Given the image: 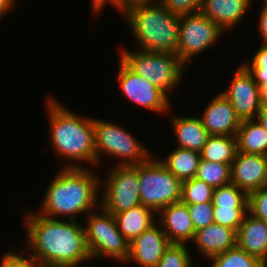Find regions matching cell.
Wrapping results in <instances>:
<instances>
[{
	"label": "cell",
	"mask_w": 267,
	"mask_h": 267,
	"mask_svg": "<svg viewBox=\"0 0 267 267\" xmlns=\"http://www.w3.org/2000/svg\"><path fill=\"white\" fill-rule=\"evenodd\" d=\"M46 111L50 125V142L59 157L76 163H68L64 167H82L87 162L90 167L96 165L94 145V118L78 116L54 97L47 98ZM76 160V161H75ZM80 165H79V164Z\"/></svg>",
	"instance_id": "obj_3"
},
{
	"label": "cell",
	"mask_w": 267,
	"mask_h": 267,
	"mask_svg": "<svg viewBox=\"0 0 267 267\" xmlns=\"http://www.w3.org/2000/svg\"><path fill=\"white\" fill-rule=\"evenodd\" d=\"M195 178L217 188L231 182V164L200 160Z\"/></svg>",
	"instance_id": "obj_25"
},
{
	"label": "cell",
	"mask_w": 267,
	"mask_h": 267,
	"mask_svg": "<svg viewBox=\"0 0 267 267\" xmlns=\"http://www.w3.org/2000/svg\"><path fill=\"white\" fill-rule=\"evenodd\" d=\"M153 209L142 204L132 207L127 211L114 215L119 231L128 242H132L146 229L152 226L155 221Z\"/></svg>",
	"instance_id": "obj_21"
},
{
	"label": "cell",
	"mask_w": 267,
	"mask_h": 267,
	"mask_svg": "<svg viewBox=\"0 0 267 267\" xmlns=\"http://www.w3.org/2000/svg\"><path fill=\"white\" fill-rule=\"evenodd\" d=\"M177 138V148L201 152L210 134L203 126L200 117L176 116L171 120Z\"/></svg>",
	"instance_id": "obj_20"
},
{
	"label": "cell",
	"mask_w": 267,
	"mask_h": 267,
	"mask_svg": "<svg viewBox=\"0 0 267 267\" xmlns=\"http://www.w3.org/2000/svg\"><path fill=\"white\" fill-rule=\"evenodd\" d=\"M248 212V208L214 207V223L237 232Z\"/></svg>",
	"instance_id": "obj_30"
},
{
	"label": "cell",
	"mask_w": 267,
	"mask_h": 267,
	"mask_svg": "<svg viewBox=\"0 0 267 267\" xmlns=\"http://www.w3.org/2000/svg\"><path fill=\"white\" fill-rule=\"evenodd\" d=\"M212 202L213 207L248 208V195L230 182L214 188Z\"/></svg>",
	"instance_id": "obj_27"
},
{
	"label": "cell",
	"mask_w": 267,
	"mask_h": 267,
	"mask_svg": "<svg viewBox=\"0 0 267 267\" xmlns=\"http://www.w3.org/2000/svg\"><path fill=\"white\" fill-rule=\"evenodd\" d=\"M237 152L236 136L210 135L200 155L205 161L231 164Z\"/></svg>",
	"instance_id": "obj_24"
},
{
	"label": "cell",
	"mask_w": 267,
	"mask_h": 267,
	"mask_svg": "<svg viewBox=\"0 0 267 267\" xmlns=\"http://www.w3.org/2000/svg\"><path fill=\"white\" fill-rule=\"evenodd\" d=\"M98 214L91 211L83 224L91 259L110 257L126 264L130 242L119 231L113 214L98 207Z\"/></svg>",
	"instance_id": "obj_7"
},
{
	"label": "cell",
	"mask_w": 267,
	"mask_h": 267,
	"mask_svg": "<svg viewBox=\"0 0 267 267\" xmlns=\"http://www.w3.org/2000/svg\"><path fill=\"white\" fill-rule=\"evenodd\" d=\"M106 174L100 207L115 215L141 204L137 165L111 167Z\"/></svg>",
	"instance_id": "obj_9"
},
{
	"label": "cell",
	"mask_w": 267,
	"mask_h": 267,
	"mask_svg": "<svg viewBox=\"0 0 267 267\" xmlns=\"http://www.w3.org/2000/svg\"><path fill=\"white\" fill-rule=\"evenodd\" d=\"M159 2V0H98L93 6L92 11L94 14L99 15L102 10H104L105 4L109 3L113 5L116 9H119V12L121 13L123 10H125L127 7L135 4L140 3H156Z\"/></svg>",
	"instance_id": "obj_34"
},
{
	"label": "cell",
	"mask_w": 267,
	"mask_h": 267,
	"mask_svg": "<svg viewBox=\"0 0 267 267\" xmlns=\"http://www.w3.org/2000/svg\"><path fill=\"white\" fill-rule=\"evenodd\" d=\"M24 215V246L31 251L29 258L36 267H79L91 260L83 223L51 219L30 210Z\"/></svg>",
	"instance_id": "obj_1"
},
{
	"label": "cell",
	"mask_w": 267,
	"mask_h": 267,
	"mask_svg": "<svg viewBox=\"0 0 267 267\" xmlns=\"http://www.w3.org/2000/svg\"><path fill=\"white\" fill-rule=\"evenodd\" d=\"M231 183L247 195L267 187V156L238 151L231 163Z\"/></svg>",
	"instance_id": "obj_13"
},
{
	"label": "cell",
	"mask_w": 267,
	"mask_h": 267,
	"mask_svg": "<svg viewBox=\"0 0 267 267\" xmlns=\"http://www.w3.org/2000/svg\"><path fill=\"white\" fill-rule=\"evenodd\" d=\"M119 61L120 66L116 79L126 99L147 110L158 112L157 114H165L170 111L169 95L145 77L135 74L120 59Z\"/></svg>",
	"instance_id": "obj_11"
},
{
	"label": "cell",
	"mask_w": 267,
	"mask_h": 267,
	"mask_svg": "<svg viewBox=\"0 0 267 267\" xmlns=\"http://www.w3.org/2000/svg\"><path fill=\"white\" fill-rule=\"evenodd\" d=\"M236 245L267 266V223L249 212L236 232Z\"/></svg>",
	"instance_id": "obj_17"
},
{
	"label": "cell",
	"mask_w": 267,
	"mask_h": 267,
	"mask_svg": "<svg viewBox=\"0 0 267 267\" xmlns=\"http://www.w3.org/2000/svg\"><path fill=\"white\" fill-rule=\"evenodd\" d=\"M260 87L261 104L263 109H267V79H254Z\"/></svg>",
	"instance_id": "obj_38"
},
{
	"label": "cell",
	"mask_w": 267,
	"mask_h": 267,
	"mask_svg": "<svg viewBox=\"0 0 267 267\" xmlns=\"http://www.w3.org/2000/svg\"><path fill=\"white\" fill-rule=\"evenodd\" d=\"M254 79H267V68H246Z\"/></svg>",
	"instance_id": "obj_40"
},
{
	"label": "cell",
	"mask_w": 267,
	"mask_h": 267,
	"mask_svg": "<svg viewBox=\"0 0 267 267\" xmlns=\"http://www.w3.org/2000/svg\"><path fill=\"white\" fill-rule=\"evenodd\" d=\"M267 132V109H261V111L254 118Z\"/></svg>",
	"instance_id": "obj_41"
},
{
	"label": "cell",
	"mask_w": 267,
	"mask_h": 267,
	"mask_svg": "<svg viewBox=\"0 0 267 267\" xmlns=\"http://www.w3.org/2000/svg\"><path fill=\"white\" fill-rule=\"evenodd\" d=\"M17 0H0V20L10 9L15 7Z\"/></svg>",
	"instance_id": "obj_39"
},
{
	"label": "cell",
	"mask_w": 267,
	"mask_h": 267,
	"mask_svg": "<svg viewBox=\"0 0 267 267\" xmlns=\"http://www.w3.org/2000/svg\"><path fill=\"white\" fill-rule=\"evenodd\" d=\"M138 178L141 204L156 213L172 203L181 201L182 182L157 156L138 164Z\"/></svg>",
	"instance_id": "obj_8"
},
{
	"label": "cell",
	"mask_w": 267,
	"mask_h": 267,
	"mask_svg": "<svg viewBox=\"0 0 267 267\" xmlns=\"http://www.w3.org/2000/svg\"><path fill=\"white\" fill-rule=\"evenodd\" d=\"M210 135L236 136L241 124L230 101L220 92L199 116Z\"/></svg>",
	"instance_id": "obj_15"
},
{
	"label": "cell",
	"mask_w": 267,
	"mask_h": 267,
	"mask_svg": "<svg viewBox=\"0 0 267 267\" xmlns=\"http://www.w3.org/2000/svg\"><path fill=\"white\" fill-rule=\"evenodd\" d=\"M166 158L159 161L181 182L196 176L201 155L200 152L186 148H174Z\"/></svg>",
	"instance_id": "obj_23"
},
{
	"label": "cell",
	"mask_w": 267,
	"mask_h": 267,
	"mask_svg": "<svg viewBox=\"0 0 267 267\" xmlns=\"http://www.w3.org/2000/svg\"><path fill=\"white\" fill-rule=\"evenodd\" d=\"M211 267H267L262 261L237 245L209 259Z\"/></svg>",
	"instance_id": "obj_26"
},
{
	"label": "cell",
	"mask_w": 267,
	"mask_h": 267,
	"mask_svg": "<svg viewBox=\"0 0 267 267\" xmlns=\"http://www.w3.org/2000/svg\"><path fill=\"white\" fill-rule=\"evenodd\" d=\"M224 32L201 12L181 15L176 54L186 65L198 53L211 48Z\"/></svg>",
	"instance_id": "obj_10"
},
{
	"label": "cell",
	"mask_w": 267,
	"mask_h": 267,
	"mask_svg": "<svg viewBox=\"0 0 267 267\" xmlns=\"http://www.w3.org/2000/svg\"><path fill=\"white\" fill-rule=\"evenodd\" d=\"M236 138L239 152L267 156V132L255 119L241 121Z\"/></svg>",
	"instance_id": "obj_22"
},
{
	"label": "cell",
	"mask_w": 267,
	"mask_h": 267,
	"mask_svg": "<svg viewBox=\"0 0 267 267\" xmlns=\"http://www.w3.org/2000/svg\"><path fill=\"white\" fill-rule=\"evenodd\" d=\"M213 191L212 186L194 177L182 182L181 201L186 205L212 202Z\"/></svg>",
	"instance_id": "obj_28"
},
{
	"label": "cell",
	"mask_w": 267,
	"mask_h": 267,
	"mask_svg": "<svg viewBox=\"0 0 267 267\" xmlns=\"http://www.w3.org/2000/svg\"><path fill=\"white\" fill-rule=\"evenodd\" d=\"M94 145L96 167L101 163L102 154L122 159L119 165H137L154 156L128 129L101 119H94Z\"/></svg>",
	"instance_id": "obj_6"
},
{
	"label": "cell",
	"mask_w": 267,
	"mask_h": 267,
	"mask_svg": "<svg viewBox=\"0 0 267 267\" xmlns=\"http://www.w3.org/2000/svg\"><path fill=\"white\" fill-rule=\"evenodd\" d=\"M248 211L267 223V187L257 189L248 195Z\"/></svg>",
	"instance_id": "obj_32"
},
{
	"label": "cell",
	"mask_w": 267,
	"mask_h": 267,
	"mask_svg": "<svg viewBox=\"0 0 267 267\" xmlns=\"http://www.w3.org/2000/svg\"><path fill=\"white\" fill-rule=\"evenodd\" d=\"M169 245L165 232L156 222L130 242L126 263L132 261L140 267H156Z\"/></svg>",
	"instance_id": "obj_14"
},
{
	"label": "cell",
	"mask_w": 267,
	"mask_h": 267,
	"mask_svg": "<svg viewBox=\"0 0 267 267\" xmlns=\"http://www.w3.org/2000/svg\"><path fill=\"white\" fill-rule=\"evenodd\" d=\"M159 2L179 16L200 12L202 6V0H159Z\"/></svg>",
	"instance_id": "obj_33"
},
{
	"label": "cell",
	"mask_w": 267,
	"mask_h": 267,
	"mask_svg": "<svg viewBox=\"0 0 267 267\" xmlns=\"http://www.w3.org/2000/svg\"><path fill=\"white\" fill-rule=\"evenodd\" d=\"M97 176L89 166L62 167L50 181L38 214L51 219L63 215L74 221L79 214L87 216L100 207L98 193L102 191L98 189L102 181Z\"/></svg>",
	"instance_id": "obj_2"
},
{
	"label": "cell",
	"mask_w": 267,
	"mask_h": 267,
	"mask_svg": "<svg viewBox=\"0 0 267 267\" xmlns=\"http://www.w3.org/2000/svg\"><path fill=\"white\" fill-rule=\"evenodd\" d=\"M252 2V0H202L200 12L227 32L240 23Z\"/></svg>",
	"instance_id": "obj_18"
},
{
	"label": "cell",
	"mask_w": 267,
	"mask_h": 267,
	"mask_svg": "<svg viewBox=\"0 0 267 267\" xmlns=\"http://www.w3.org/2000/svg\"><path fill=\"white\" fill-rule=\"evenodd\" d=\"M262 7L265 8V9H267V0H264Z\"/></svg>",
	"instance_id": "obj_42"
},
{
	"label": "cell",
	"mask_w": 267,
	"mask_h": 267,
	"mask_svg": "<svg viewBox=\"0 0 267 267\" xmlns=\"http://www.w3.org/2000/svg\"><path fill=\"white\" fill-rule=\"evenodd\" d=\"M187 244L170 243L156 267H192L193 259Z\"/></svg>",
	"instance_id": "obj_29"
},
{
	"label": "cell",
	"mask_w": 267,
	"mask_h": 267,
	"mask_svg": "<svg viewBox=\"0 0 267 267\" xmlns=\"http://www.w3.org/2000/svg\"><path fill=\"white\" fill-rule=\"evenodd\" d=\"M244 63L242 65L245 68H267V47L260 45L251 62Z\"/></svg>",
	"instance_id": "obj_36"
},
{
	"label": "cell",
	"mask_w": 267,
	"mask_h": 267,
	"mask_svg": "<svg viewBox=\"0 0 267 267\" xmlns=\"http://www.w3.org/2000/svg\"><path fill=\"white\" fill-rule=\"evenodd\" d=\"M91 1H92L91 4L93 6L98 0H91Z\"/></svg>",
	"instance_id": "obj_43"
},
{
	"label": "cell",
	"mask_w": 267,
	"mask_h": 267,
	"mask_svg": "<svg viewBox=\"0 0 267 267\" xmlns=\"http://www.w3.org/2000/svg\"><path fill=\"white\" fill-rule=\"evenodd\" d=\"M195 231L214 223L213 202L187 205Z\"/></svg>",
	"instance_id": "obj_31"
},
{
	"label": "cell",
	"mask_w": 267,
	"mask_h": 267,
	"mask_svg": "<svg viewBox=\"0 0 267 267\" xmlns=\"http://www.w3.org/2000/svg\"><path fill=\"white\" fill-rule=\"evenodd\" d=\"M236 231L220 224H210L195 231L192 242L205 258L226 252L236 246Z\"/></svg>",
	"instance_id": "obj_19"
},
{
	"label": "cell",
	"mask_w": 267,
	"mask_h": 267,
	"mask_svg": "<svg viewBox=\"0 0 267 267\" xmlns=\"http://www.w3.org/2000/svg\"><path fill=\"white\" fill-rule=\"evenodd\" d=\"M0 267H36L35 263L29 258L12 251L3 255Z\"/></svg>",
	"instance_id": "obj_35"
},
{
	"label": "cell",
	"mask_w": 267,
	"mask_h": 267,
	"mask_svg": "<svg viewBox=\"0 0 267 267\" xmlns=\"http://www.w3.org/2000/svg\"><path fill=\"white\" fill-rule=\"evenodd\" d=\"M158 224L170 243L186 244L194 239L195 229L187 205L182 201L172 203L158 212Z\"/></svg>",
	"instance_id": "obj_16"
},
{
	"label": "cell",
	"mask_w": 267,
	"mask_h": 267,
	"mask_svg": "<svg viewBox=\"0 0 267 267\" xmlns=\"http://www.w3.org/2000/svg\"><path fill=\"white\" fill-rule=\"evenodd\" d=\"M122 49L120 60L135 74L148 79L167 95L180 83L186 66L171 52H148ZM184 69V70H183Z\"/></svg>",
	"instance_id": "obj_5"
},
{
	"label": "cell",
	"mask_w": 267,
	"mask_h": 267,
	"mask_svg": "<svg viewBox=\"0 0 267 267\" xmlns=\"http://www.w3.org/2000/svg\"><path fill=\"white\" fill-rule=\"evenodd\" d=\"M121 13L128 20L140 50L176 54L179 15L170 12L160 2L131 5Z\"/></svg>",
	"instance_id": "obj_4"
},
{
	"label": "cell",
	"mask_w": 267,
	"mask_h": 267,
	"mask_svg": "<svg viewBox=\"0 0 267 267\" xmlns=\"http://www.w3.org/2000/svg\"><path fill=\"white\" fill-rule=\"evenodd\" d=\"M232 78L229 87L221 93L230 101L241 121L254 119L262 109L260 87L242 64Z\"/></svg>",
	"instance_id": "obj_12"
},
{
	"label": "cell",
	"mask_w": 267,
	"mask_h": 267,
	"mask_svg": "<svg viewBox=\"0 0 267 267\" xmlns=\"http://www.w3.org/2000/svg\"><path fill=\"white\" fill-rule=\"evenodd\" d=\"M262 10L260 11V17L258 21V29L259 32L261 33L260 35L263 38V43L261 46L267 47V9L261 8Z\"/></svg>",
	"instance_id": "obj_37"
}]
</instances>
